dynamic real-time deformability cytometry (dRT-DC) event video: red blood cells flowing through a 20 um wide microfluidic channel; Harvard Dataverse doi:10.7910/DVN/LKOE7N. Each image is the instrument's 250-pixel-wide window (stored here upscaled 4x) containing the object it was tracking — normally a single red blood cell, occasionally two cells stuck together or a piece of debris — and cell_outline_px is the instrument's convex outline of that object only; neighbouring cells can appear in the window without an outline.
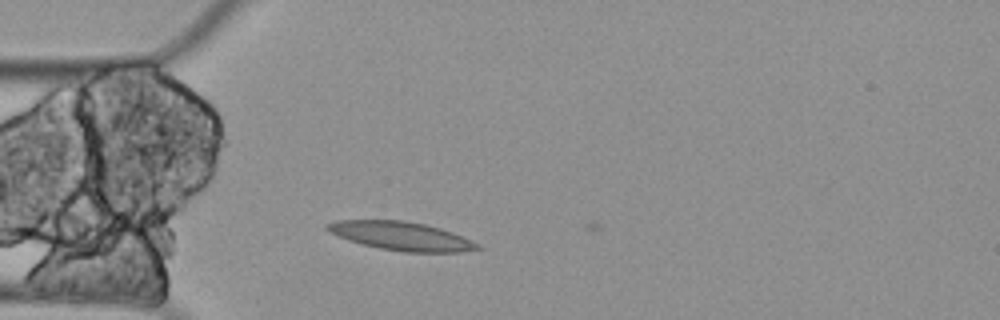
{"species": "Egyptian fruit bat (a non-hibernating species)", "species_latin": "Rousettus aegyptiacus", "temperature_condition": "cold", "stored_images_in_passage": 3, "camera_frame_rate_fps": 3000, "um_per_image_px": 0.085, "animal": {"sex": "female"}, "frame": {"image": 1, "passage_image": 3, "time_ms": 0.667, "image_size_px": [1000, 320], "cell_outline_px": [[484, 248], [460, 252], [404, 252], [380, 248], [348, 240], [336, 236], [328, 232], [324, 228], [324, 224], [336, 220], [404, 220], [424, 224], [440, 228], [452, 232], [480, 244]], "centroid_in_image_um": [34.08, 20.06], "position_along_channel_um": 50.9, "area_um2": 25.14}}